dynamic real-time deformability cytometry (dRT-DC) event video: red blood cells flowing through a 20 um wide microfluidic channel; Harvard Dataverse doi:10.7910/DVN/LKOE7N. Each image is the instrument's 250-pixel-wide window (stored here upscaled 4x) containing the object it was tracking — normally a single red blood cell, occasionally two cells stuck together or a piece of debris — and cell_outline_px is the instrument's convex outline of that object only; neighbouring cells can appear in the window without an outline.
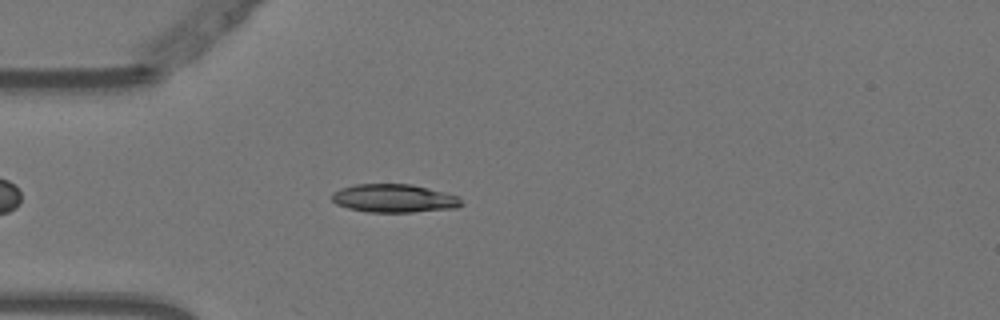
{"species": "Egyptian fruit bat (a non-hibernating species)", "species_latin": "Rousettus aegyptiacus", "temperature_condition": "warm", "stored_images_in_passage": 25, "camera_frame_rate_fps": 3000, "um_per_image_px": 0.085, "animal": {"sex": "female"}, "frame": {"image": 1, "passage_image": 10, "time_ms": 3.0, "image_size_px": [1000, 320], "cell_outline_px": [[464, 204], [456, 208], [412, 212], [368, 212], [348, 208], [336, 204], [332, 200], [332, 192], [340, 188], [356, 184], [412, 184], [460, 196]], "centroid_in_image_um": [33.51, 16.86], "position_along_channel_um": 51.5, "area_um2": 21.5}}
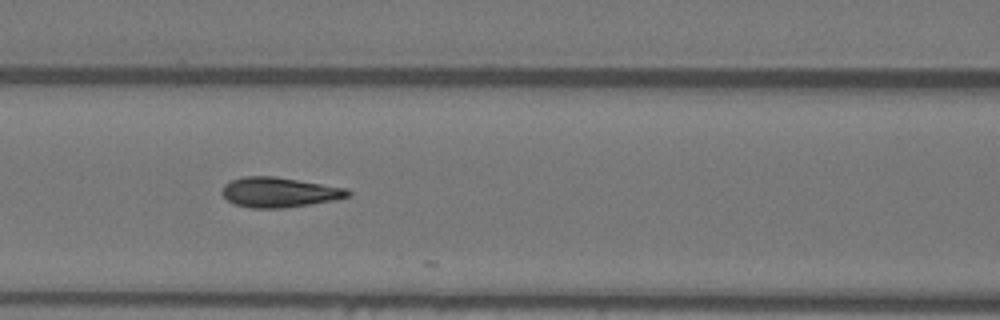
{"frame": {"image": 2, "passage_image": 18, "time_ms": 5.667, "image_size_px": [1000, 320], "cell_outline_px": [[352, 196], [336, 200], [284, 208], [248, 208], [232, 204], [220, 192], [224, 184], [232, 180], [244, 176], [276, 176], [348, 188], [352, 192]], "centroid_in_image_um": [23.76, 16.34], "position_along_channel_um": 142.8, "area_um2": 22.37}}
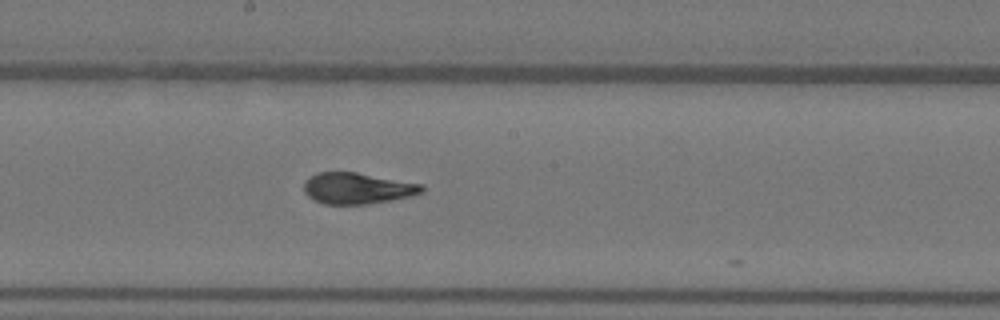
{"frame": {"image": 3, "passage_image": 24, "time_ms": 7.667, "image_size_px": [1000, 320], "cell_outline_px": [[424, 192], [392, 200], [368, 204], [324, 204], [308, 196], [304, 192], [304, 180], [316, 172], [356, 172], [424, 184]], "centroid_in_image_um": [30.37, 16.0], "position_along_channel_um": 217.8, "area_um2": 21.5}}